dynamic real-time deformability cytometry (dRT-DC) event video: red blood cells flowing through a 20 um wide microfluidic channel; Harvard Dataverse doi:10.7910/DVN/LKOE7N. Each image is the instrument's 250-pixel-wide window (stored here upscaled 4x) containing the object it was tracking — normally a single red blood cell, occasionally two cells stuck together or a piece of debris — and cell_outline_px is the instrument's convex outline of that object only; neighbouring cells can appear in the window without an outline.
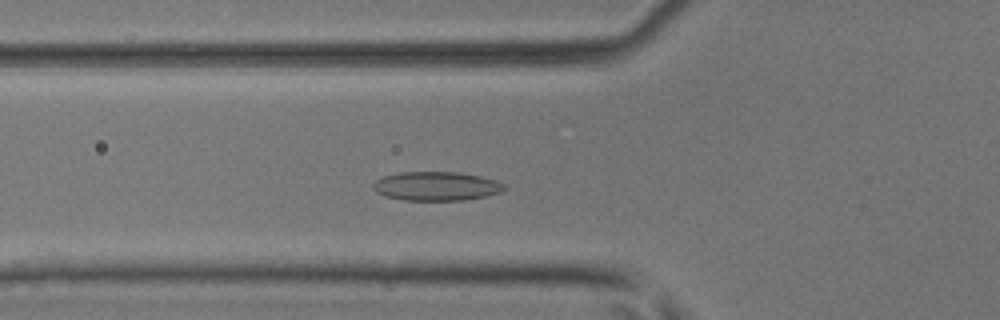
{"species": "common noctule bat (a hibernating species)", "species_latin": "Nyctalus noctula", "temperature_condition": "room temperature", "stored_images_in_passage": 45, "camera_frame_rate_fps": 3000, "um_per_image_px": 0.085, "animal": {"sex": "male", "body_mass_g": 17.9, "forearm_length_mm": 54.2}, "frame": {"image": 1, "passage_image": 14, "time_ms": 4.333, "image_size_px": [1000, 320], "cell_outline_px": [[504, 188], [500, 192], [484, 196], [464, 200], [404, 200], [384, 196], [376, 192], [372, 188], [372, 184], [376, 180], [384, 176], [400, 172], [460, 172], [480, 176], [496, 180], [504, 184]], "centroid_in_image_um": [37.05, 15.82], "position_along_channel_um": 88.8, "area_um2": 22.08}}
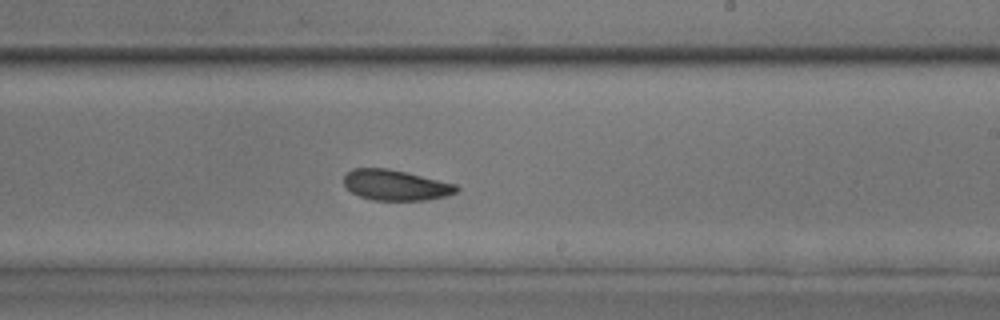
{"frame": {"image": 2, "passage_image": 26, "time_ms": 8.333, "image_size_px": [1000, 320], "cell_outline_px": [[460, 188], [456, 192], [444, 196], [428, 200], [372, 200], [360, 196], [352, 192], [344, 184], [344, 176], [352, 168], [388, 168], [456, 184]], "centroid_in_image_um": [33.62, 15.73], "position_along_channel_um": 255.4, "area_um2": 19.88}}
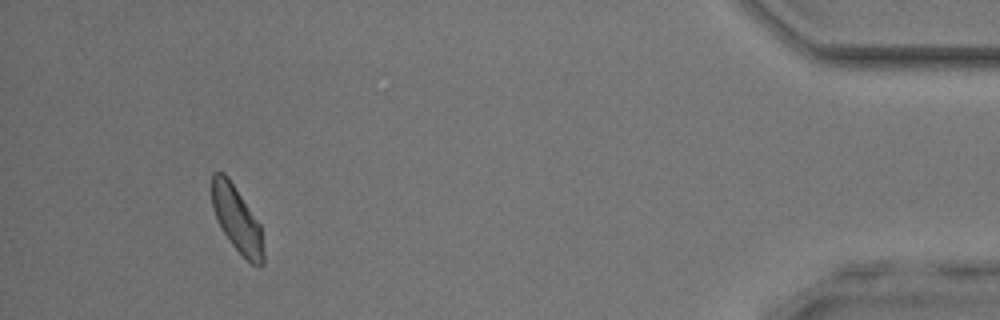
{"frame": {"image": 3, "passage_image": 42, "time_ms": 13.667, "image_size_px": [1000, 320], "cell_outline_px": [[264, 264], [260, 268], [252, 264], [228, 240], [212, 208], [212, 172], [224, 172], [228, 176], [260, 224], [264, 252]], "centroid_in_image_um": [20.15, 18.64], "position_along_channel_um": 415.0, "area_um2": 19.59}, "authors_computed_cell_mechanics": {"area_um2": 20.4612, "velocity_mm_per_s": 4.1791, "shape_relaxation_time_tau1_ms": 4.72, "shape_relaxation_time_tau2_ms": 7.017, "deformation_change_tau1": 0.0948, "deformation_change_tau2": 0.1226}}